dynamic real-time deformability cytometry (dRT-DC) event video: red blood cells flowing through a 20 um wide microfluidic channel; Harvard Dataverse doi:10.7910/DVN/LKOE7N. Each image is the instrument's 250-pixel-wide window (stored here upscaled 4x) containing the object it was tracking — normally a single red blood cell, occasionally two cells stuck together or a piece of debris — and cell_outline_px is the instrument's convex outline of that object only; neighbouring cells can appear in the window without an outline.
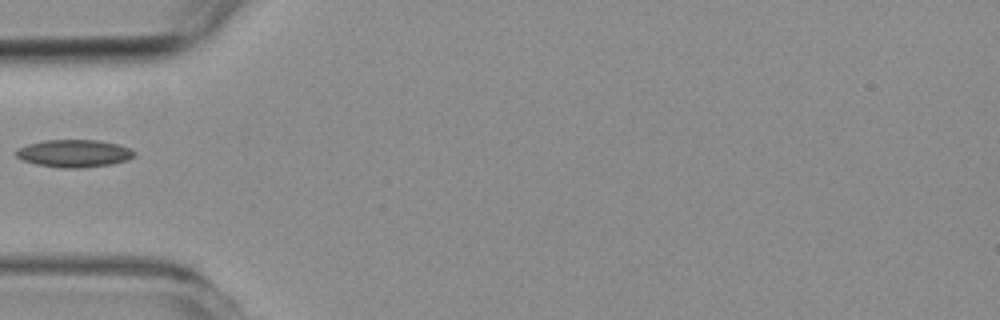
{"species": "common noctule bat (a hibernating species)", "species_latin": "Nyctalus noctula", "temperature_condition": "room temperature", "stored_images_in_passage": 5, "camera_frame_rate_fps": 3000, "um_per_image_px": 0.085, "animal": {"sex": "female", "body_mass_g": 19.3, "forearm_length_mm": 54.1}, "frame": {"image": 1, "passage_image": 1, "time_ms": 0.0, "image_size_px": [1000, 320], "cell_outline_px": [[136, 156], [128, 160], [112, 164], [80, 168], [60, 168], [36, 164], [24, 160], [16, 156], [16, 148], [28, 144], [44, 140], [96, 140], [120, 144], [132, 148], [136, 152]], "centroid_in_image_um": [6.35, 13.03], "position_along_channel_um": 78.6, "area_um2": 19.19}}